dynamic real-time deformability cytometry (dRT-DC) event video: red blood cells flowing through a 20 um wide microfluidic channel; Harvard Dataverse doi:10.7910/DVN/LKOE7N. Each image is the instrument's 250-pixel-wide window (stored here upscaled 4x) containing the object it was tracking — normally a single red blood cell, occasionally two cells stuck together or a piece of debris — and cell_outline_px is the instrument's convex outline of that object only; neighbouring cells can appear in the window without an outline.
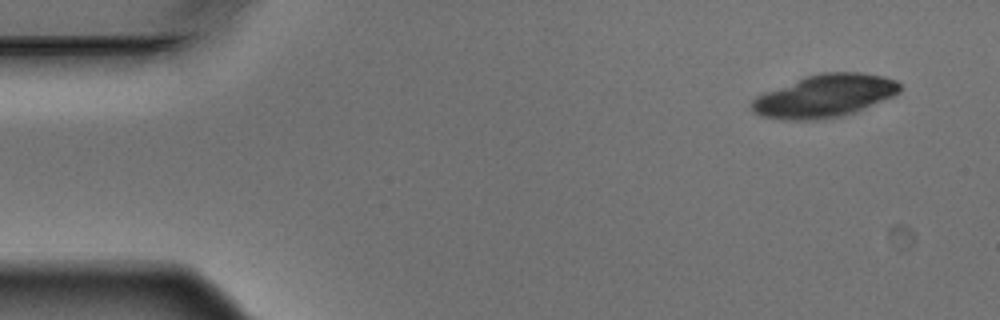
{"species": "Egyptian fruit bat (a non-hibernating species)", "species_latin": "Rousettus aegyptiacus", "temperature_condition": "warm", "stored_images_in_passage": 3, "camera_frame_rate_fps": 3000, "um_per_image_px": 0.085, "animal": {"sex": "male"}, "frame": {"image": 1, "passage_image": 1, "time_ms": 0.0, "image_size_px": [1000, 320], "cell_outline_px": [[900, 92], [892, 96], [856, 112], [840, 116], [812, 120], [784, 120], [760, 116], [752, 112], [752, 100], [756, 96], [764, 92], [808, 76], [820, 72], [860, 72], [884, 76], [896, 80], [900, 84]], "centroid_in_image_um": [70.09, 8.16], "position_along_channel_um": 14.9, "area_um2": 36.7}}